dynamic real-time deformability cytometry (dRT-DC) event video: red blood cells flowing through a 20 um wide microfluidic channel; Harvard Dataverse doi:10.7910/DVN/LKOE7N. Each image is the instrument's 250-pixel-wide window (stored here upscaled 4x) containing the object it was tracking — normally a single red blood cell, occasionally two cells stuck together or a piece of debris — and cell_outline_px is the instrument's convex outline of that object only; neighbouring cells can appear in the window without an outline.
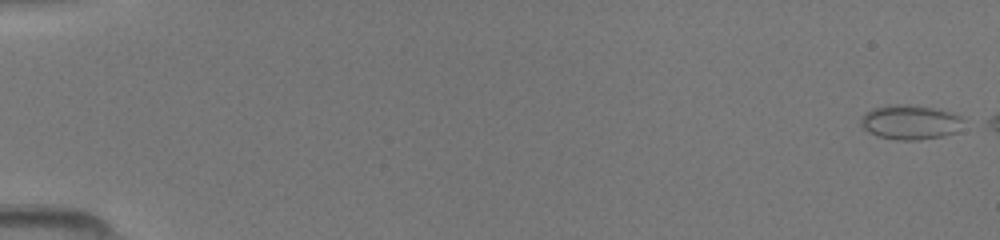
{"species": "common noctule bat (a hibernating species)", "species_latin": "Nyctalus noctula", "temperature_condition": "room temperature", "stored_images_in_passage": 44, "camera_frame_rate_fps": 3000, "um_per_image_px": 0.085, "animal": {"sex": "female", "body_mass_g": 19.5, "forearm_length_mm": 54.1}, "frame": {"image": 1, "passage_image": 1, "time_ms": 0.0, "image_size_px": [1000, 240], "cell_outline_px": [[964, 120], [956, 132], [944, 136], [916, 140], [896, 140], [876, 136], [868, 132], [860, 124], [860, 120], [864, 112], [872, 108], [888, 104], [912, 104], [932, 108], [948, 112], [960, 116]], "centroid_in_image_um": [77.31, 10.38], "position_along_channel_um": 7.7, "area_um2": 20.81}}
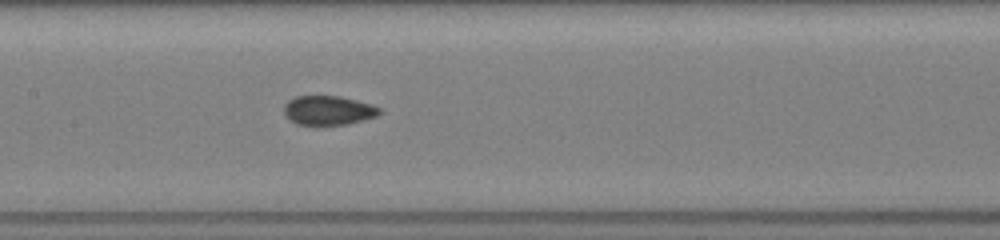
{"frame": {"image": 2, "passage_image": 25, "time_ms": 8.0, "image_size_px": [1000, 240], "cell_outline_px": [[380, 112], [376, 116], [364, 120], [348, 124], [316, 128], [312, 128], [296, 124], [288, 120], [284, 112], [284, 104], [288, 100], [296, 96], [340, 96], [372, 104], [380, 108]], "centroid_in_image_um": [27.85, 9.43], "position_along_channel_um": 179.6, "area_um2": 17.05}}
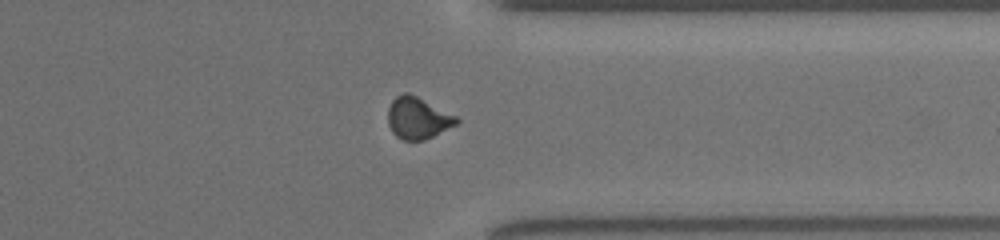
{"frame": {"image": 3, "passage_image": 39, "time_ms": 12.667, "image_size_px": [1000, 240], "cell_outline_px": [[460, 120], [456, 124], [424, 140], [404, 140], [396, 136], [392, 132], [388, 124], [388, 108], [392, 100], [396, 96], [404, 92], [408, 92], [456, 116]], "centroid_in_image_um": [35.47, 10.03], "position_along_channel_um": 375.9, "area_um2": 16.42}}